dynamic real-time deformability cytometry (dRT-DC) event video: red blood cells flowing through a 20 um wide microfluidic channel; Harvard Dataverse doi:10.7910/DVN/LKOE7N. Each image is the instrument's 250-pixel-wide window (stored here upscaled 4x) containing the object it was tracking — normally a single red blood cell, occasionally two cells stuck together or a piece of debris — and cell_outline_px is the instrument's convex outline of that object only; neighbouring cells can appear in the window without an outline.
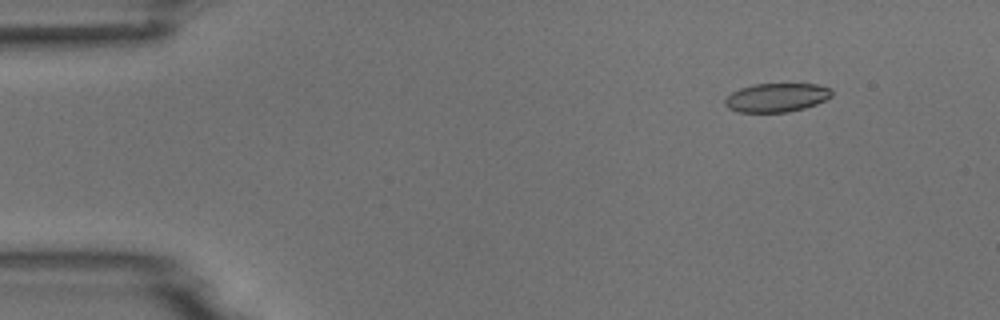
{"species": "common noctule bat (a hibernating species)", "species_latin": "Nyctalus noctula", "temperature_condition": "room temperature", "stored_images_in_passage": 4, "camera_frame_rate_fps": 3000, "um_per_image_px": 0.085, "animal": {"sex": "male", "body_mass_g": 18.8}, "frame": {"image": 1, "passage_image": 2, "time_ms": 1.0, "image_size_px": [1000, 320], "cell_outline_px": [[832, 96], [816, 104], [804, 108], [788, 112], [736, 112], [728, 108], [724, 104], [724, 100], [732, 92], [740, 88], [752, 84], [816, 84], [832, 88]], "centroid_in_image_um": [66.0, 8.29], "position_along_channel_um": 19.0, "area_um2": 17.98}}
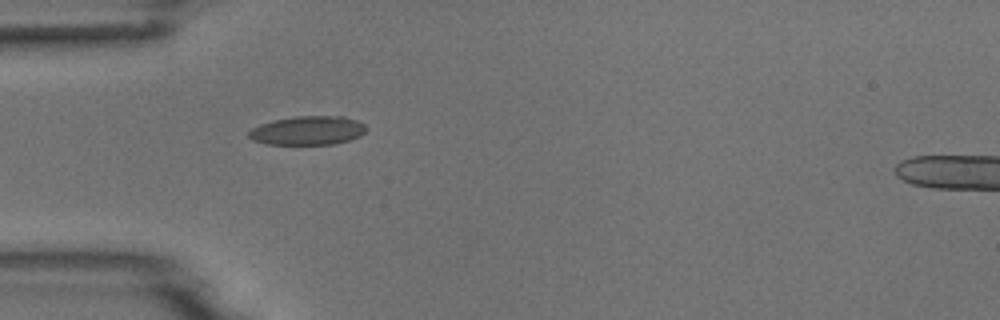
{"frame": {"image": 2, "passage_image": 4, "time_ms": 4.333, "image_size_px": [1000, 320], "cell_outline_px": [[364, 132], [360, 136], [348, 140], [332, 144], [264, 144], [252, 140], [248, 136], [248, 132], [252, 128], [260, 124], [276, 120], [296, 116], [344, 116], [356, 120], [364, 124]], "centroid_in_image_um": [26.13, 11.09], "position_along_channel_um": 58.9, "area_um2": 19.59}}